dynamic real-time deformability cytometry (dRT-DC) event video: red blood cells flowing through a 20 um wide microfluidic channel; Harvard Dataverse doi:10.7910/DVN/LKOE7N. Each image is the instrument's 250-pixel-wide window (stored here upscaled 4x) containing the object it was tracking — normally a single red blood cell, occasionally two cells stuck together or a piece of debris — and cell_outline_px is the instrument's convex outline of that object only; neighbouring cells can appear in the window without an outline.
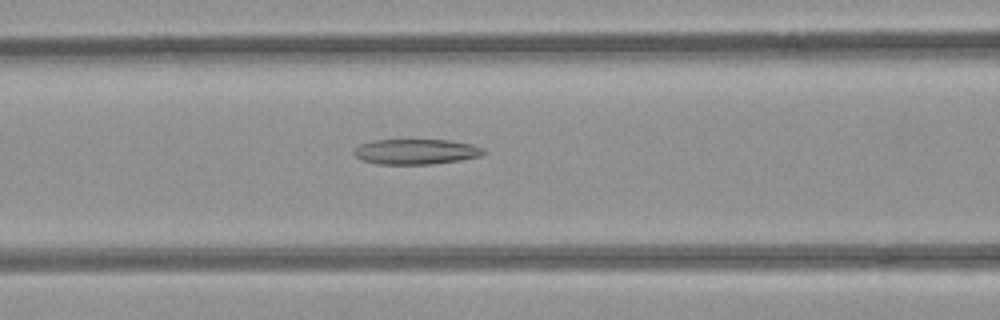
{"species": "common noctule bat (a hibernating species)", "species_latin": "Nyctalus noctula", "temperature_condition": "room temperature", "stored_images_in_passage": 39, "camera_frame_rate_fps": 3000, "um_per_image_px": 0.085, "animal": {"sex": "female", "body_mass_g": 21.9}, "frame": {"image": 1, "passage_image": 8, "time_ms": 2.333, "image_size_px": [1000, 320], "cell_outline_px": [[488, 152], [480, 156], [460, 160], [432, 164], [376, 164], [360, 160], [352, 152], [360, 144], [372, 140], [452, 140], [472, 144], [484, 148]], "centroid_in_image_um": [35.37, 12.89], "position_along_channel_um": 131.2, "area_um2": 19.31}}
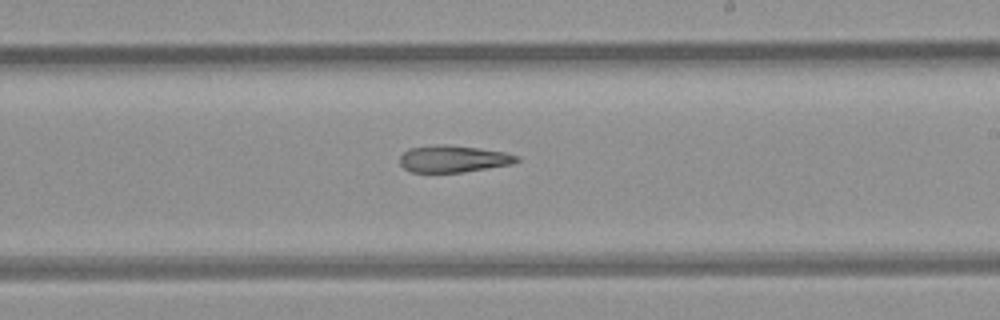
{"frame": {"image": 2, "passage_image": 17, "time_ms": 5.333, "image_size_px": [1000, 320], "cell_outline_px": [[520, 160], [512, 164], [464, 172], [412, 172], [404, 168], [400, 164], [400, 156], [408, 148], [436, 144], [448, 144], [480, 148], [504, 152], [520, 156]], "centroid_in_image_um": [38.54, 13.49], "position_along_channel_um": 250.5, "area_um2": 18.5}}
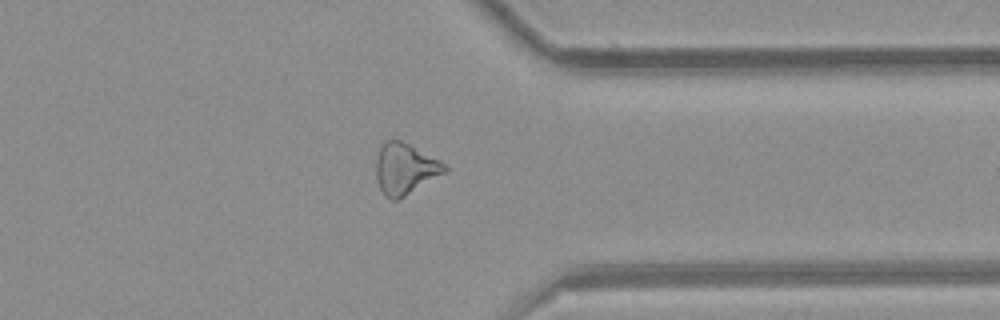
{"frame": {"image": 3, "passage_image": 27, "time_ms": 8.667, "image_size_px": [1000, 320], "cell_outline_px": [[448, 168], [444, 172], [404, 196], [396, 200], [392, 200], [384, 196], [376, 180], [376, 160], [380, 144], [384, 140], [400, 140], [408, 144], [444, 164]], "centroid_in_image_um": [34.34, 14.34], "position_along_channel_um": 377.1, "area_um2": 19.88}}